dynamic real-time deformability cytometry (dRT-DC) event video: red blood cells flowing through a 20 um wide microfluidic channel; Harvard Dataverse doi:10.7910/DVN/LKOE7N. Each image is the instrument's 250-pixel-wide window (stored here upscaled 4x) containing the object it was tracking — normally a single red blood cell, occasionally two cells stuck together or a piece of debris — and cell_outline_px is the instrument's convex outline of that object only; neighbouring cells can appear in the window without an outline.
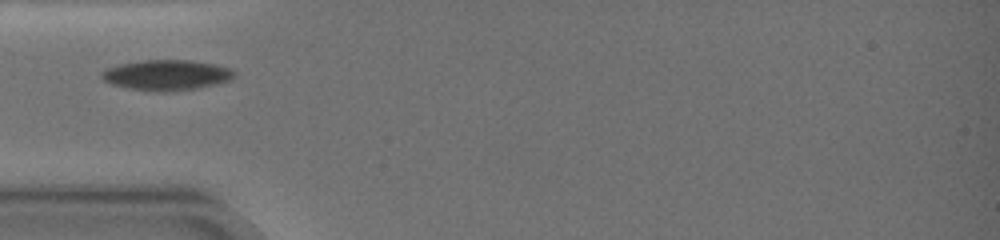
{"species": "common noctule bat (a hibernating species)", "species_latin": "Nyctalus noctula", "temperature_condition": "warm", "stored_images_in_passage": 7, "camera_frame_rate_fps": 3000, "um_per_image_px": 0.085, "animal": {"sex": "female", "body_mass_g": 19.0, "forearm_length_mm": 51.5}, "frame": {"image": 1, "passage_image": 1, "time_ms": 0.0, "image_size_px": [1000, 240], "cell_outline_px": [[236, 76], [232, 80], [196, 88], [168, 92], [164, 92], [128, 88], [112, 84], [104, 80], [100, 76], [100, 72], [108, 68], [120, 64], [144, 60], [188, 60], [216, 64], [232, 68], [236, 72]], "centroid_in_image_um": [14.2, 6.37], "position_along_channel_um": 70.8, "area_um2": 23.52}}
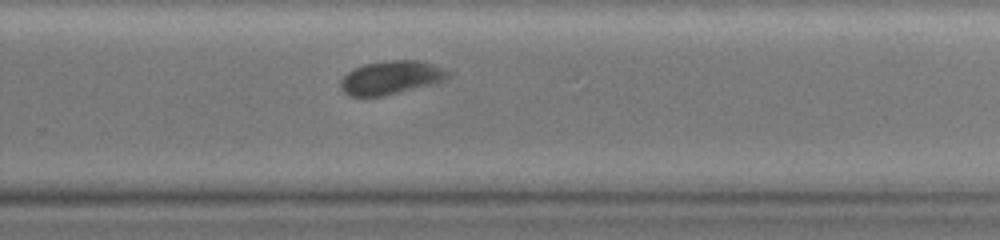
{"frame": {"image": 2, "passage_image": 7, "time_ms": 6.667, "image_size_px": [1000, 240], "cell_outline_px": [[452, 76], [448, 80], [436, 84], [384, 96], [348, 96], [340, 88], [340, 80], [348, 72], [364, 64], [392, 60], [416, 60], [432, 64], [444, 68]], "centroid_in_image_um": [33.29, 6.61], "position_along_channel_um": 296.5, "area_um2": 21.21}}